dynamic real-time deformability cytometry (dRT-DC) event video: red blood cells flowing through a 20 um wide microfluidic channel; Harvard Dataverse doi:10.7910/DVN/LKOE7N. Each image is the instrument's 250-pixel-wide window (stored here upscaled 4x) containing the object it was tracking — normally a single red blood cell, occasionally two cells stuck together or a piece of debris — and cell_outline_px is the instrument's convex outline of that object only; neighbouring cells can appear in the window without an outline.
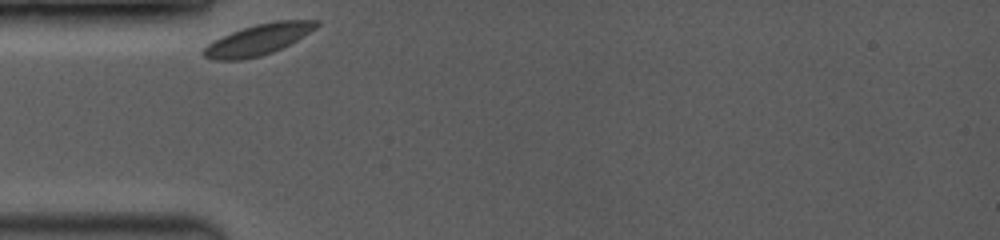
{"species": "common noctule bat (a hibernating species)", "species_latin": "Nyctalus noctula", "temperature_condition": "room temperature", "stored_images_in_passage": 3, "camera_frame_rate_fps": 3500, "um_per_image_px": 0.085, "animal": {"sex": "female", "body_mass_g": 19.0, "forearm_length_mm": 53.3}, "frame": {"image": 1, "passage_image": 1, "time_ms": 0.0, "image_size_px": [1000, 240], "cell_outline_px": [[320, 24], [316, 28], [296, 40], [272, 52], [260, 56], [240, 60], [212, 60], [204, 56], [200, 52], [212, 40], [232, 32], [256, 24], [276, 20], [320, 20]], "centroid_in_image_um": [21.92, 3.36], "position_along_channel_um": 63.1, "area_um2": 20.17}}
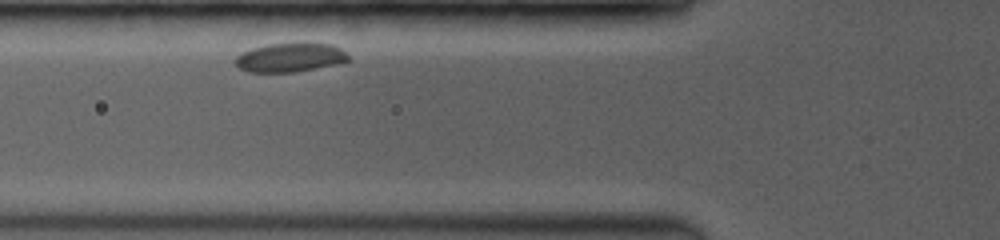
{"frame": {"image": 2, "passage_image": 2, "time_ms": 1.143, "image_size_px": [1000, 240], "cell_outline_px": [[348, 60], [332, 64], [296, 72], [248, 72], [240, 68], [236, 64], [236, 56], [252, 48], [268, 44], [332, 44], [340, 48], [348, 56]], "centroid_in_image_um": [24.61, 4.89], "position_along_channel_um": 101.2, "area_um2": 18.44}}